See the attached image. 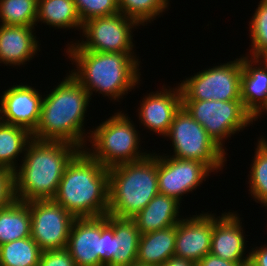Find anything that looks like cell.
Instances as JSON below:
<instances>
[{
	"label": "cell",
	"instance_id": "74e56055",
	"mask_svg": "<svg viewBox=\"0 0 267 266\" xmlns=\"http://www.w3.org/2000/svg\"><path fill=\"white\" fill-rule=\"evenodd\" d=\"M129 266H146V265H143V264H139V263H133L132 265H129Z\"/></svg>",
	"mask_w": 267,
	"mask_h": 266
},
{
	"label": "cell",
	"instance_id": "30bf717a",
	"mask_svg": "<svg viewBox=\"0 0 267 266\" xmlns=\"http://www.w3.org/2000/svg\"><path fill=\"white\" fill-rule=\"evenodd\" d=\"M114 229L108 214L93 218H76L66 249L76 266H107L113 260Z\"/></svg>",
	"mask_w": 267,
	"mask_h": 266
},
{
	"label": "cell",
	"instance_id": "7c38bea8",
	"mask_svg": "<svg viewBox=\"0 0 267 266\" xmlns=\"http://www.w3.org/2000/svg\"><path fill=\"white\" fill-rule=\"evenodd\" d=\"M31 238L41 251L64 249L76 219L53 199L28 201Z\"/></svg>",
	"mask_w": 267,
	"mask_h": 266
},
{
	"label": "cell",
	"instance_id": "f35d334b",
	"mask_svg": "<svg viewBox=\"0 0 267 266\" xmlns=\"http://www.w3.org/2000/svg\"><path fill=\"white\" fill-rule=\"evenodd\" d=\"M263 59L267 62V54L263 57Z\"/></svg>",
	"mask_w": 267,
	"mask_h": 266
},
{
	"label": "cell",
	"instance_id": "83f0119b",
	"mask_svg": "<svg viewBox=\"0 0 267 266\" xmlns=\"http://www.w3.org/2000/svg\"><path fill=\"white\" fill-rule=\"evenodd\" d=\"M170 0H118L120 13L148 26L169 10ZM168 9V10H167Z\"/></svg>",
	"mask_w": 267,
	"mask_h": 266
},
{
	"label": "cell",
	"instance_id": "d6986e66",
	"mask_svg": "<svg viewBox=\"0 0 267 266\" xmlns=\"http://www.w3.org/2000/svg\"><path fill=\"white\" fill-rule=\"evenodd\" d=\"M241 101L254 117L267 103V62L242 55Z\"/></svg>",
	"mask_w": 267,
	"mask_h": 266
},
{
	"label": "cell",
	"instance_id": "e0dca14e",
	"mask_svg": "<svg viewBox=\"0 0 267 266\" xmlns=\"http://www.w3.org/2000/svg\"><path fill=\"white\" fill-rule=\"evenodd\" d=\"M209 212L196 211L195 215H186L177 223L174 256L196 264L210 253L213 211Z\"/></svg>",
	"mask_w": 267,
	"mask_h": 266
},
{
	"label": "cell",
	"instance_id": "8d00e7d4",
	"mask_svg": "<svg viewBox=\"0 0 267 266\" xmlns=\"http://www.w3.org/2000/svg\"><path fill=\"white\" fill-rule=\"evenodd\" d=\"M263 115V116H262ZM264 115L266 116L267 115V103H266V105L253 117V119H254V124H255V122H257L258 121V119H259V121H260V118L261 117H263V118H265L264 117Z\"/></svg>",
	"mask_w": 267,
	"mask_h": 266
},
{
	"label": "cell",
	"instance_id": "8fae6325",
	"mask_svg": "<svg viewBox=\"0 0 267 266\" xmlns=\"http://www.w3.org/2000/svg\"><path fill=\"white\" fill-rule=\"evenodd\" d=\"M180 80L182 100H241L242 55Z\"/></svg>",
	"mask_w": 267,
	"mask_h": 266
},
{
	"label": "cell",
	"instance_id": "f1b7e54d",
	"mask_svg": "<svg viewBox=\"0 0 267 266\" xmlns=\"http://www.w3.org/2000/svg\"><path fill=\"white\" fill-rule=\"evenodd\" d=\"M38 0H0V24L35 27Z\"/></svg>",
	"mask_w": 267,
	"mask_h": 266
},
{
	"label": "cell",
	"instance_id": "4316f807",
	"mask_svg": "<svg viewBox=\"0 0 267 266\" xmlns=\"http://www.w3.org/2000/svg\"><path fill=\"white\" fill-rule=\"evenodd\" d=\"M41 249L31 238L0 245V266H38Z\"/></svg>",
	"mask_w": 267,
	"mask_h": 266
},
{
	"label": "cell",
	"instance_id": "ac0fdd59",
	"mask_svg": "<svg viewBox=\"0 0 267 266\" xmlns=\"http://www.w3.org/2000/svg\"><path fill=\"white\" fill-rule=\"evenodd\" d=\"M35 28L0 24V64L18 69L39 57L41 40Z\"/></svg>",
	"mask_w": 267,
	"mask_h": 266
},
{
	"label": "cell",
	"instance_id": "9c48e42d",
	"mask_svg": "<svg viewBox=\"0 0 267 266\" xmlns=\"http://www.w3.org/2000/svg\"><path fill=\"white\" fill-rule=\"evenodd\" d=\"M182 107L225 152L229 138L254 124L253 116L241 100H182Z\"/></svg>",
	"mask_w": 267,
	"mask_h": 266
},
{
	"label": "cell",
	"instance_id": "4dcf8cb0",
	"mask_svg": "<svg viewBox=\"0 0 267 266\" xmlns=\"http://www.w3.org/2000/svg\"><path fill=\"white\" fill-rule=\"evenodd\" d=\"M82 23L96 17L118 14V0H74Z\"/></svg>",
	"mask_w": 267,
	"mask_h": 266
},
{
	"label": "cell",
	"instance_id": "836d02e7",
	"mask_svg": "<svg viewBox=\"0 0 267 266\" xmlns=\"http://www.w3.org/2000/svg\"><path fill=\"white\" fill-rule=\"evenodd\" d=\"M267 243L260 246H254L250 248L249 263L248 266H267Z\"/></svg>",
	"mask_w": 267,
	"mask_h": 266
},
{
	"label": "cell",
	"instance_id": "2e32d148",
	"mask_svg": "<svg viewBox=\"0 0 267 266\" xmlns=\"http://www.w3.org/2000/svg\"><path fill=\"white\" fill-rule=\"evenodd\" d=\"M243 217L229 209L217 216L212 213V240L210 253L224 260L248 265L250 249L247 247ZM247 250V251H246ZM247 253V254H246Z\"/></svg>",
	"mask_w": 267,
	"mask_h": 266
},
{
	"label": "cell",
	"instance_id": "cb8c5ba5",
	"mask_svg": "<svg viewBox=\"0 0 267 266\" xmlns=\"http://www.w3.org/2000/svg\"><path fill=\"white\" fill-rule=\"evenodd\" d=\"M31 140L32 134L27 129L0 121V169L14 172Z\"/></svg>",
	"mask_w": 267,
	"mask_h": 266
},
{
	"label": "cell",
	"instance_id": "d4e9b609",
	"mask_svg": "<svg viewBox=\"0 0 267 266\" xmlns=\"http://www.w3.org/2000/svg\"><path fill=\"white\" fill-rule=\"evenodd\" d=\"M28 237H31L29 206L15 199L0 209V245Z\"/></svg>",
	"mask_w": 267,
	"mask_h": 266
},
{
	"label": "cell",
	"instance_id": "5bb4252c",
	"mask_svg": "<svg viewBox=\"0 0 267 266\" xmlns=\"http://www.w3.org/2000/svg\"><path fill=\"white\" fill-rule=\"evenodd\" d=\"M161 88V89H160ZM160 89V90H159ZM139 101L140 105L136 109V117L139 121V128L148 130L150 135L156 134L164 138L168 133L175 114L182 107V93L178 83L173 88L167 86V83L162 87L157 88L154 92L144 94ZM151 132L153 134H151Z\"/></svg>",
	"mask_w": 267,
	"mask_h": 266
},
{
	"label": "cell",
	"instance_id": "ffe728a7",
	"mask_svg": "<svg viewBox=\"0 0 267 266\" xmlns=\"http://www.w3.org/2000/svg\"><path fill=\"white\" fill-rule=\"evenodd\" d=\"M182 204L174 197L158 193L154 198L131 218L138 227L140 234L165 229L184 217L181 213Z\"/></svg>",
	"mask_w": 267,
	"mask_h": 266
},
{
	"label": "cell",
	"instance_id": "e575fe53",
	"mask_svg": "<svg viewBox=\"0 0 267 266\" xmlns=\"http://www.w3.org/2000/svg\"><path fill=\"white\" fill-rule=\"evenodd\" d=\"M195 266H248V265H240L237 262L224 260L216 255L209 253L206 256H204L200 261H198L195 264Z\"/></svg>",
	"mask_w": 267,
	"mask_h": 266
},
{
	"label": "cell",
	"instance_id": "7a4b0ae2",
	"mask_svg": "<svg viewBox=\"0 0 267 266\" xmlns=\"http://www.w3.org/2000/svg\"><path fill=\"white\" fill-rule=\"evenodd\" d=\"M65 58L75 65L69 73L88 92L102 94L110 102H120L123 97L139 88L142 79V62L137 55L128 53H103L89 50H64ZM129 92V93H128ZM95 93V94H94ZM97 93V94H96Z\"/></svg>",
	"mask_w": 267,
	"mask_h": 266
},
{
	"label": "cell",
	"instance_id": "6da1fadb",
	"mask_svg": "<svg viewBox=\"0 0 267 266\" xmlns=\"http://www.w3.org/2000/svg\"><path fill=\"white\" fill-rule=\"evenodd\" d=\"M65 75L51 91L43 93L40 120L32 139L65 141L84 150L92 131L85 129L91 98L69 71Z\"/></svg>",
	"mask_w": 267,
	"mask_h": 266
},
{
	"label": "cell",
	"instance_id": "d590c367",
	"mask_svg": "<svg viewBox=\"0 0 267 266\" xmlns=\"http://www.w3.org/2000/svg\"><path fill=\"white\" fill-rule=\"evenodd\" d=\"M162 266H195V264L191 260L173 256L168 259Z\"/></svg>",
	"mask_w": 267,
	"mask_h": 266
},
{
	"label": "cell",
	"instance_id": "d6a6232c",
	"mask_svg": "<svg viewBox=\"0 0 267 266\" xmlns=\"http://www.w3.org/2000/svg\"><path fill=\"white\" fill-rule=\"evenodd\" d=\"M14 173L0 169V209L5 208L15 200Z\"/></svg>",
	"mask_w": 267,
	"mask_h": 266
},
{
	"label": "cell",
	"instance_id": "5b68a950",
	"mask_svg": "<svg viewBox=\"0 0 267 266\" xmlns=\"http://www.w3.org/2000/svg\"><path fill=\"white\" fill-rule=\"evenodd\" d=\"M108 214L133 218L159 193L158 153L154 150L144 159L108 168Z\"/></svg>",
	"mask_w": 267,
	"mask_h": 266
},
{
	"label": "cell",
	"instance_id": "4fadbf2b",
	"mask_svg": "<svg viewBox=\"0 0 267 266\" xmlns=\"http://www.w3.org/2000/svg\"><path fill=\"white\" fill-rule=\"evenodd\" d=\"M163 153V154H162ZM158 153L159 193L174 197L180 203L184 196L194 193L214 172L196 160L175 158ZM204 181V182H203ZM201 184V185H200ZM187 194V195H185Z\"/></svg>",
	"mask_w": 267,
	"mask_h": 266
},
{
	"label": "cell",
	"instance_id": "44dd1931",
	"mask_svg": "<svg viewBox=\"0 0 267 266\" xmlns=\"http://www.w3.org/2000/svg\"><path fill=\"white\" fill-rule=\"evenodd\" d=\"M176 225L140 234L137 263L146 266H162L174 256Z\"/></svg>",
	"mask_w": 267,
	"mask_h": 266
},
{
	"label": "cell",
	"instance_id": "8992f818",
	"mask_svg": "<svg viewBox=\"0 0 267 266\" xmlns=\"http://www.w3.org/2000/svg\"><path fill=\"white\" fill-rule=\"evenodd\" d=\"M113 113L98 126H92L84 150L105 168L146 158L151 151L142 149L145 141L141 140L144 136L140 137L143 134L136 128L138 125L123 109Z\"/></svg>",
	"mask_w": 267,
	"mask_h": 266
},
{
	"label": "cell",
	"instance_id": "277c9868",
	"mask_svg": "<svg viewBox=\"0 0 267 266\" xmlns=\"http://www.w3.org/2000/svg\"><path fill=\"white\" fill-rule=\"evenodd\" d=\"M53 200L75 218L105 216L109 206L108 168L80 150L67 164Z\"/></svg>",
	"mask_w": 267,
	"mask_h": 266
},
{
	"label": "cell",
	"instance_id": "52a82bcc",
	"mask_svg": "<svg viewBox=\"0 0 267 266\" xmlns=\"http://www.w3.org/2000/svg\"><path fill=\"white\" fill-rule=\"evenodd\" d=\"M164 139L171 141L169 146L172 148L169 153L165 150V155L199 161L206 164L216 175L222 172L227 164V152L183 107L175 114Z\"/></svg>",
	"mask_w": 267,
	"mask_h": 266
},
{
	"label": "cell",
	"instance_id": "ba28073f",
	"mask_svg": "<svg viewBox=\"0 0 267 266\" xmlns=\"http://www.w3.org/2000/svg\"><path fill=\"white\" fill-rule=\"evenodd\" d=\"M140 25L123 13L92 18L83 23L80 39L65 45L64 50H89L103 53L137 55L133 37ZM136 29V30H135ZM135 49V50H134ZM135 51V52H134Z\"/></svg>",
	"mask_w": 267,
	"mask_h": 266
},
{
	"label": "cell",
	"instance_id": "3957f363",
	"mask_svg": "<svg viewBox=\"0 0 267 266\" xmlns=\"http://www.w3.org/2000/svg\"><path fill=\"white\" fill-rule=\"evenodd\" d=\"M80 150L65 141L32 139L21 163L13 172L16 200L53 199L67 164Z\"/></svg>",
	"mask_w": 267,
	"mask_h": 266
},
{
	"label": "cell",
	"instance_id": "9a60e30c",
	"mask_svg": "<svg viewBox=\"0 0 267 266\" xmlns=\"http://www.w3.org/2000/svg\"><path fill=\"white\" fill-rule=\"evenodd\" d=\"M15 83L0 96V121L23 127L32 134L40 120L44 95L36 86Z\"/></svg>",
	"mask_w": 267,
	"mask_h": 266
},
{
	"label": "cell",
	"instance_id": "484cf974",
	"mask_svg": "<svg viewBox=\"0 0 267 266\" xmlns=\"http://www.w3.org/2000/svg\"><path fill=\"white\" fill-rule=\"evenodd\" d=\"M254 155L248 174V194L260 207L267 205V137L260 135L255 143Z\"/></svg>",
	"mask_w": 267,
	"mask_h": 266
},
{
	"label": "cell",
	"instance_id": "1f68e13d",
	"mask_svg": "<svg viewBox=\"0 0 267 266\" xmlns=\"http://www.w3.org/2000/svg\"><path fill=\"white\" fill-rule=\"evenodd\" d=\"M38 266H76L69 251L64 249L43 251Z\"/></svg>",
	"mask_w": 267,
	"mask_h": 266
},
{
	"label": "cell",
	"instance_id": "603a6c76",
	"mask_svg": "<svg viewBox=\"0 0 267 266\" xmlns=\"http://www.w3.org/2000/svg\"><path fill=\"white\" fill-rule=\"evenodd\" d=\"M38 23L49 28L82 31L83 23L74 0H38L36 27Z\"/></svg>",
	"mask_w": 267,
	"mask_h": 266
},
{
	"label": "cell",
	"instance_id": "7402d4cb",
	"mask_svg": "<svg viewBox=\"0 0 267 266\" xmlns=\"http://www.w3.org/2000/svg\"><path fill=\"white\" fill-rule=\"evenodd\" d=\"M108 224L114 229V236L113 260L107 266H129L136 263L140 233L135 222L108 214Z\"/></svg>",
	"mask_w": 267,
	"mask_h": 266
},
{
	"label": "cell",
	"instance_id": "f546056e",
	"mask_svg": "<svg viewBox=\"0 0 267 266\" xmlns=\"http://www.w3.org/2000/svg\"><path fill=\"white\" fill-rule=\"evenodd\" d=\"M256 6L248 22L251 47L244 55L263 58L267 54V0H260Z\"/></svg>",
	"mask_w": 267,
	"mask_h": 266
}]
</instances>
